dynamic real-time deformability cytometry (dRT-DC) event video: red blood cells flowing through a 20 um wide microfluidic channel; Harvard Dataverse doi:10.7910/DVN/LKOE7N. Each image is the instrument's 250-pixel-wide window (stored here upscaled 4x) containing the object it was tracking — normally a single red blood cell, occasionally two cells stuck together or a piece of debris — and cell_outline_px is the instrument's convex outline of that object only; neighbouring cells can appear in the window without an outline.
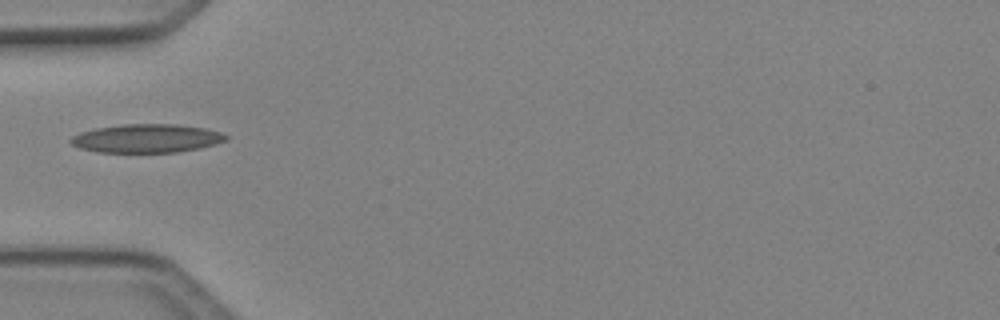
{"species": "Egyptian fruit bat (a non-hibernating species)", "species_latin": "Rousettus aegyptiacus", "temperature_condition": "cold", "stored_images_in_passage": 34, "camera_frame_rate_fps": 3000, "um_per_image_px": 0.085, "animal": {"sex": "female"}, "frame": {"image": 1, "passage_image": 1, "time_ms": 0.0, "image_size_px": [1000, 320], "cell_outline_px": [[228, 140], [216, 144], [200, 148], [176, 152], [96, 152], [80, 148], [72, 144], [68, 140], [72, 136], [80, 132], [96, 128], [124, 124], [176, 124], [208, 128], [220, 132], [228, 136]], "centroid_in_image_um": [12.49, 11.76], "position_along_channel_um": 72.5, "area_um2": 25.95}}
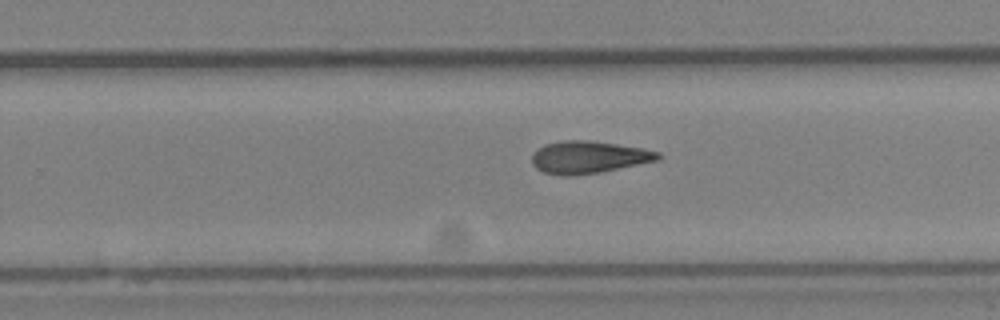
{"frame": {"image": 2, "passage_image": 16, "time_ms": 5.0, "image_size_px": [1000, 320], "cell_outline_px": [[664, 156], [660, 160], [600, 172], [572, 176], [564, 176], [544, 172], [536, 168], [532, 164], [532, 156], [544, 144], [564, 140], [588, 140], [616, 144], [640, 148], [660, 152]], "centroid_in_image_um": [50.06, 13.37], "position_along_channel_um": 279.7, "area_um2": 23.7}}
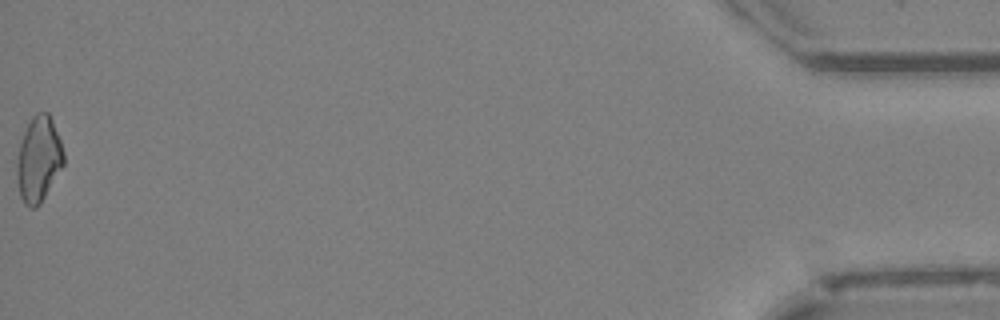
{"frame": {"image": 3, "passage_image": 34, "time_ms": 11.0, "image_size_px": [1000, 320], "cell_outline_px": [[64, 164], [40, 204], [36, 208], [28, 208], [24, 204], [20, 196], [16, 176], [16, 160], [20, 144], [24, 132], [32, 116], [36, 112], [48, 112], [52, 120], [60, 140], [64, 152]], "centroid_in_image_um": [3.27, 13.56], "position_along_channel_um": 431.9, "area_um2": 23.35}}